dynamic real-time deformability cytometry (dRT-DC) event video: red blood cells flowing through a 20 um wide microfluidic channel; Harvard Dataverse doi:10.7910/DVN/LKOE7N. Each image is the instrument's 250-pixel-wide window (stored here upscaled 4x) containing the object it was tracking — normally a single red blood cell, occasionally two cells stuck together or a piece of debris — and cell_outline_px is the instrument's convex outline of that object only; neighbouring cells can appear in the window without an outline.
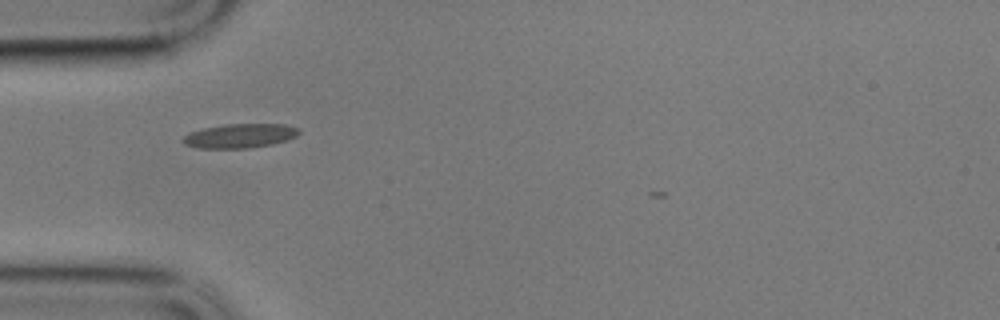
{"species": "common noctule bat (a hibernating species)", "species_latin": "Nyctalus noctula", "temperature_condition": "cold", "stored_images_in_passage": 32, "camera_frame_rate_fps": 3000, "um_per_image_px": 0.085, "animal": {"sex": "male", "body_mass_g": 17.9}, "frame": {"image": 1, "passage_image": 1, "time_ms": 0.0, "image_size_px": [1000, 320], "cell_outline_px": [[300, 132], [296, 136], [288, 140], [272, 144], [248, 148], [196, 148], [184, 144], [180, 140], [188, 132], [204, 128], [224, 124], [284, 124], [300, 128]], "centroid_in_image_um": [20.37, 11.54], "position_along_channel_um": 64.6, "area_um2": 16.53}}
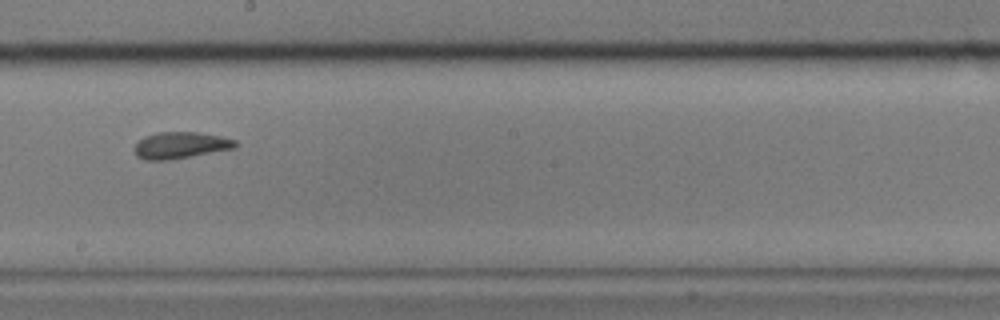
{"frame": {"image": 2, "passage_image": 16, "time_ms": 5.0, "image_size_px": [1000, 320], "cell_outline_px": [[236, 148], [168, 160], [144, 160], [136, 156], [132, 148], [144, 136], [160, 132], [196, 132], [220, 136], [236, 140]], "centroid_in_image_um": [15.31, 12.35], "position_along_channel_um": 232.9, "area_um2": 15.61}}
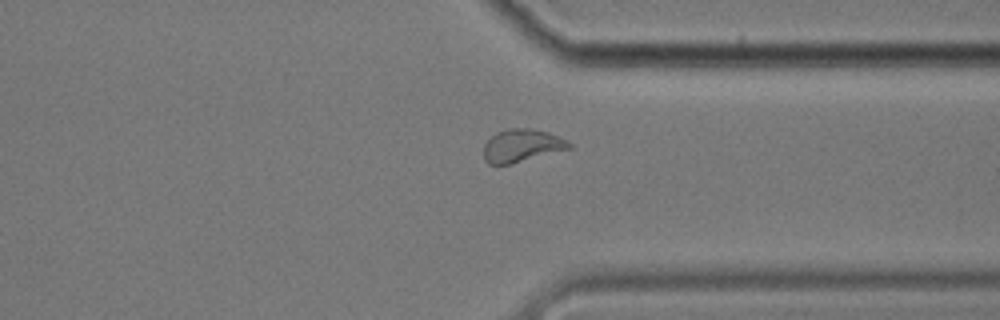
{"frame": {"image": 3, "passage_image": 28, "time_ms": 9.0, "image_size_px": [1000, 320], "cell_outline_px": [[572, 148], [512, 164], [488, 164], [484, 160], [484, 144], [496, 132], [508, 128], [532, 128], [548, 132], [568, 140], [572, 144]], "centroid_in_image_um": [44.37, 12.37], "position_along_channel_um": 367.0, "area_um2": 16.53}}